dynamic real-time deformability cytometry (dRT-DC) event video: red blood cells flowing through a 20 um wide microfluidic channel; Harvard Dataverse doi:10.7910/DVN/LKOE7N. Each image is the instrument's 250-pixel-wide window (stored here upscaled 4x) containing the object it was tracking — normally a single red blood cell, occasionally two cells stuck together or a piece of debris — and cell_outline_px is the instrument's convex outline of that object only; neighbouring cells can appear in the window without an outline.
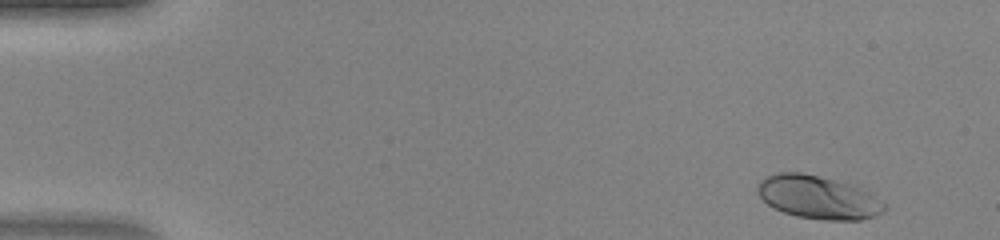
{"species": "human", "species_latin": "Homo sapiens", "temperature_condition": "warm", "stored_images_in_passage": 47, "camera_frame_rate_fps": 3000, "um_per_image_px": 0.085, "donor": {"sex": "female"}, "frame": {"image": 1, "passage_image": 3, "time_ms": 0.667, "image_size_px": [1000, 240], "cell_outline_px": [[888, 204], [884, 212], [876, 216], [860, 220], [824, 220], [796, 216], [784, 212], [768, 204], [760, 196], [756, 188], [760, 180], [768, 176], [780, 172], [800, 172], [832, 180], [860, 188], [868, 192]], "centroid_in_image_um": [69.57, 16.79], "position_along_channel_um": 15.4, "area_um2": 31.56}}
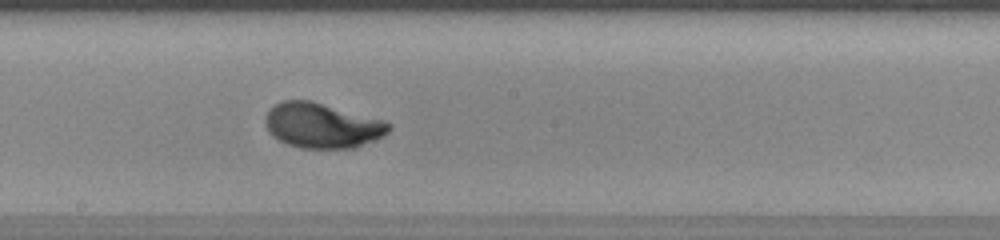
{"frame": {"image": 2, "passage_image": 26, "time_ms": 8.333, "image_size_px": [1000, 240], "cell_outline_px": [[392, 128], [388, 132], [372, 140], [352, 148], [300, 148], [288, 144], [272, 136], [268, 132], [264, 124], [264, 116], [276, 104], [284, 100], [312, 100], [380, 120], [392, 124]], "centroid_in_image_um": [27.31, 10.66], "position_along_channel_um": 220.9, "area_um2": 32.02}}
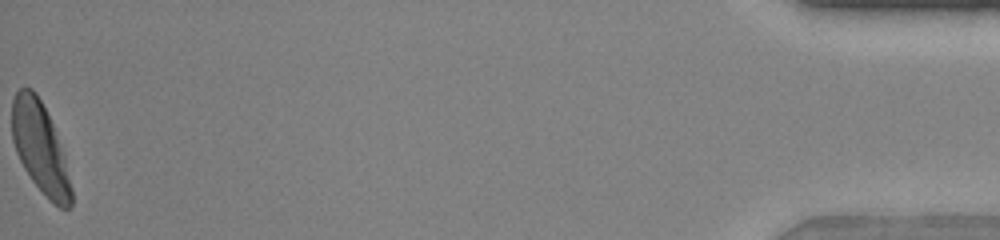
{"frame": {"image": 3, "passage_image": 47, "time_ms": 15.333, "image_size_px": [1000, 240], "cell_outline_px": [[72, 204], [68, 208], [60, 208], [32, 180], [24, 168], [16, 152], [12, 140], [12, 100], [16, 92], [24, 84], [32, 88], [36, 92], [52, 124], [64, 156], [72, 188]], "centroid_in_image_um": [3.39, 12.5], "position_along_channel_um": 431.8, "area_um2": 30.75}}